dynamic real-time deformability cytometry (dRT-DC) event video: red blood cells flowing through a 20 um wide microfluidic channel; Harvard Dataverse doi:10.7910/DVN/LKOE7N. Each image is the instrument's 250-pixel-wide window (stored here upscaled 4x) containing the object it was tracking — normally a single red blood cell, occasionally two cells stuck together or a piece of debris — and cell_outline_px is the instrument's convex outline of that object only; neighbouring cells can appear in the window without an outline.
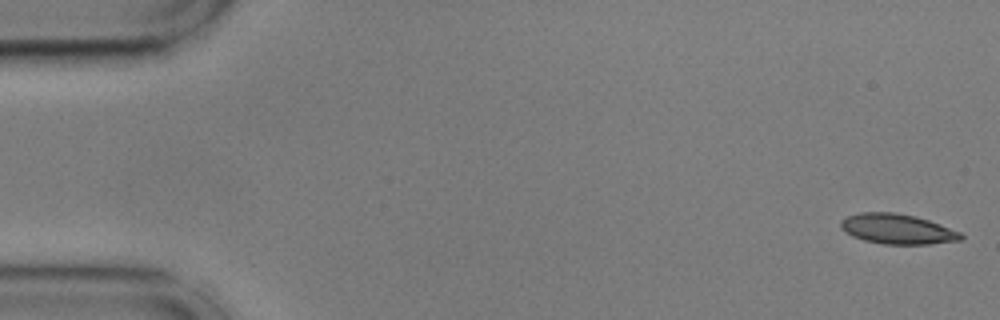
{"species": "common noctule bat (a hibernating species)", "species_latin": "Nyctalus noctula", "temperature_condition": "cold", "stored_images_in_passage": 54, "camera_frame_rate_fps": 3000, "um_per_image_px": 0.085, "animal": {"sex": "male", "body_mass_g": 17.9, "forearm_length_mm": 54.2}, "frame": {"image": 1, "passage_image": 1, "time_ms": 0.0, "image_size_px": [1000, 320], "cell_outline_px": [[964, 236], [960, 240], [928, 244], [884, 244], [864, 240], [852, 236], [840, 228], [840, 220], [848, 216], [860, 212], [892, 212], [916, 216], [928, 220], [960, 232]], "centroid_in_image_um": [76.24, 19.46], "position_along_channel_um": 8.8, "area_um2": 20.92}}
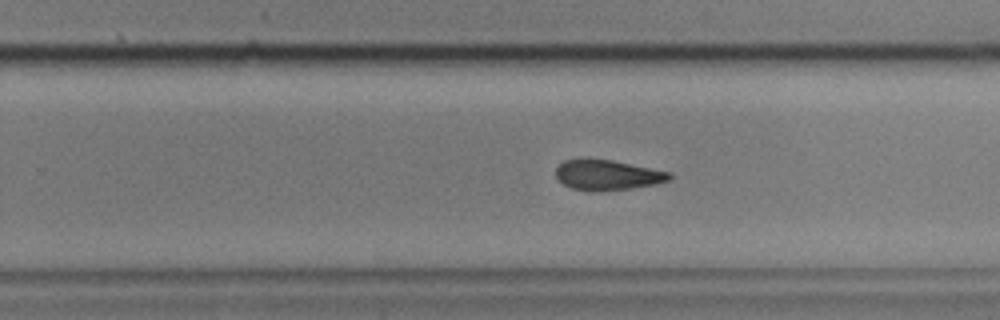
{"frame": {"image": 2, "passage_image": 34, "time_ms": 11.0, "image_size_px": [1000, 320], "cell_outline_px": [[672, 176], [668, 180], [656, 184], [632, 188], [592, 192], [572, 188], [556, 180], [556, 168], [564, 160], [584, 156], [612, 160], [672, 172]], "centroid_in_image_um": [51.58, 14.85], "position_along_channel_um": 278.2, "area_um2": 20.58}}
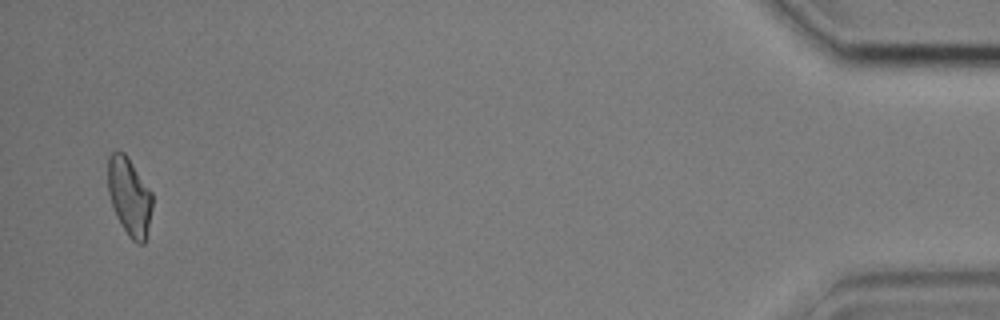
{"frame": {"image": 3, "passage_image": 53, "time_ms": 17.333, "image_size_px": [1000, 320], "cell_outline_px": [[152, 208], [144, 244], [140, 244], [132, 240], [128, 236], [120, 224], [116, 216], [108, 192], [108, 156], [112, 152], [124, 152], [128, 156], [152, 192]], "centroid_in_image_um": [10.99, 16.69], "position_along_channel_um": 424.2, "area_um2": 20.17}, "authors_computed_cell_mechanics": {"area_um2": 20.8658, "velocity_mm_per_s": 3.6163, "shape_relaxation_time_tau1_ms": 4.3355, "shape_relaxation_time_tau2_ms": 5.3005, "deformation_change_tau1": 0.1362, "deformation_change_tau2": 0.14}}